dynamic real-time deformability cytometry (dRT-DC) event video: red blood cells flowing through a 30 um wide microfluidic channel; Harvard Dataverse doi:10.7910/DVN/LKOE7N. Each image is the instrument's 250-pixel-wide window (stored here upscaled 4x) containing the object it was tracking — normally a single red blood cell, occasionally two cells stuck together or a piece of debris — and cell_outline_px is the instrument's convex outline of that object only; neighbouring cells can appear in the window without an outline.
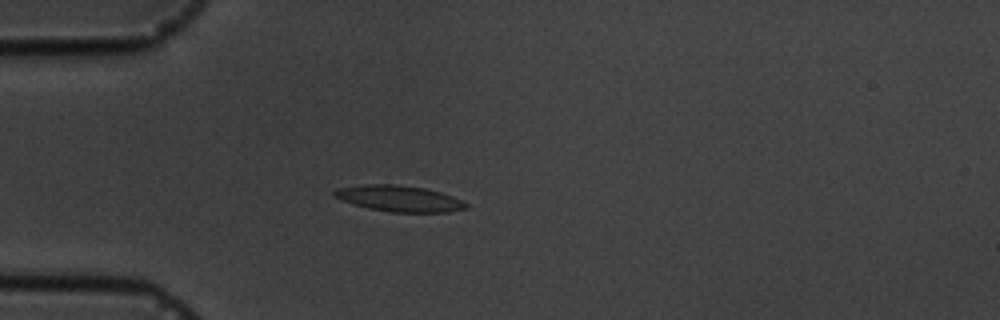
{"species": "common noctule bat (a hibernating species)", "species_latin": "Nyctalus noctula", "temperature_condition": "cold", "stored_images_in_passage": 4, "camera_frame_rate_fps": 3000, "um_per_image_px": 0.085, "animal": {"sex": "male", "body_mass_g": 19.5, "forearm_length_mm": 54.6}, "frame": {"image": 1, "passage_image": 4, "time_ms": 3.333, "image_size_px": [1000, 320], "cell_outline_px": [[468, 208], [448, 212], [388, 212], [368, 208], [340, 200], [332, 196], [332, 192], [336, 188], [364, 184], [396, 184], [424, 188], [440, 192], [452, 196], [468, 204]], "centroid_in_image_um": [33.88, 16.87], "position_along_channel_um": 51.1, "area_um2": 20.11}}